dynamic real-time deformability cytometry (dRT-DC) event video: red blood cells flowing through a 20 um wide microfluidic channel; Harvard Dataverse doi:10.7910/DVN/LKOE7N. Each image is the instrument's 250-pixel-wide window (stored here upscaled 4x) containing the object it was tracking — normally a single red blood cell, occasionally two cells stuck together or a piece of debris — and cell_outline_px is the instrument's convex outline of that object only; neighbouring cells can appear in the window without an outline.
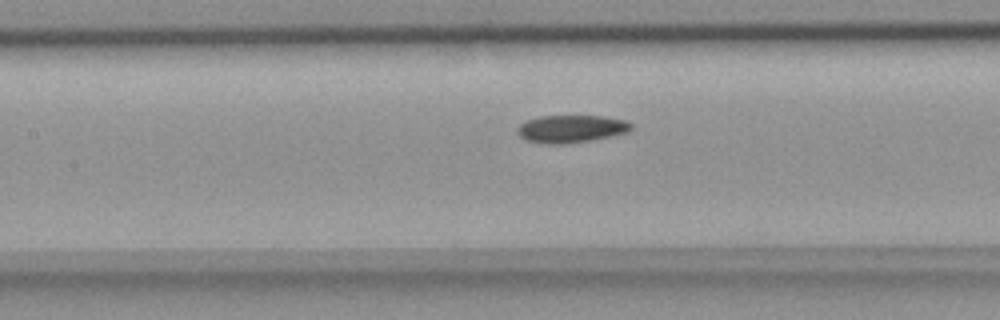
{"species": "common noctule bat (a hibernating species)", "species_latin": "Nyctalus noctula", "temperature_condition": "room temperature", "stored_images_in_passage": 30, "camera_frame_rate_fps": 3000, "um_per_image_px": 0.085, "animal": {"sex": "female", "body_mass_g": 18.4}, "frame": {"image": 1, "passage_image": 11, "time_ms": 3.333, "image_size_px": [1000, 320], "cell_outline_px": [[632, 128], [628, 132], [592, 140], [568, 144], [544, 144], [524, 140], [516, 132], [516, 128], [524, 120], [540, 116], [604, 116], [628, 120], [632, 124]], "centroid_in_image_um": [48.52, 10.95], "position_along_channel_um": 158.9, "area_um2": 18.67}}
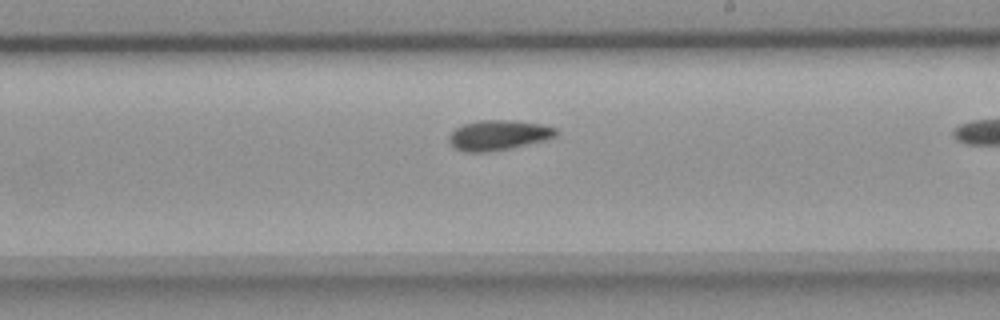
{"frame": {"image": 2, "passage_image": 18, "time_ms": 5.667, "image_size_px": [1000, 320], "cell_outline_px": [[556, 136], [544, 140], [508, 148], [488, 152], [464, 152], [456, 148], [448, 140], [448, 136], [456, 128], [464, 124], [480, 120], [512, 120], [540, 124], [556, 128]], "centroid_in_image_um": [42.33, 11.48], "position_along_channel_um": 246.7, "area_um2": 18.44}}
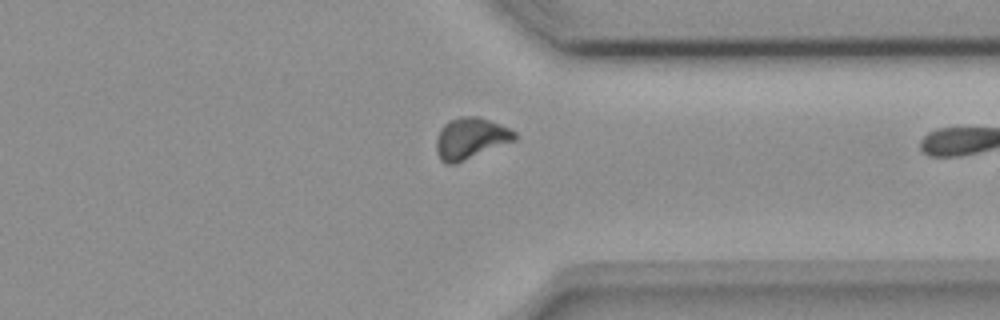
{"frame": {"image": 3, "passage_image": 28, "time_ms": 9.0, "image_size_px": [1000, 320], "cell_outline_px": [[516, 140], [456, 164], [444, 164], [440, 160], [436, 152], [436, 140], [440, 128], [448, 120], [460, 116], [476, 116], [500, 124], [516, 132]], "centroid_in_image_um": [39.96, 11.77], "position_along_channel_um": 371.4, "area_um2": 19.02}}